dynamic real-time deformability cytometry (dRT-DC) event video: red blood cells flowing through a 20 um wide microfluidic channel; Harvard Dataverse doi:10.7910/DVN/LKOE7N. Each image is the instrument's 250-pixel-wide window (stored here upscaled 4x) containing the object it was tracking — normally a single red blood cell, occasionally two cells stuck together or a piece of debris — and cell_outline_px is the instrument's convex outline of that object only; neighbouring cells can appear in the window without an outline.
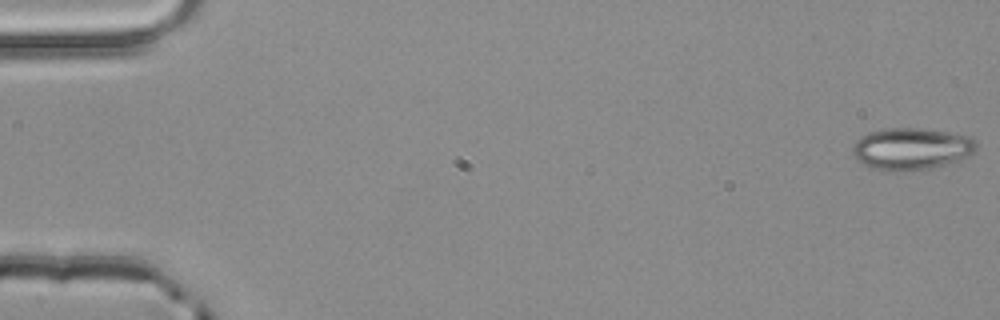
{"species": "common noctule bat (a hibernating species)", "species_latin": "Nyctalus noctula", "temperature_condition": "room temperature", "stored_images_in_passage": 4, "camera_frame_rate_fps": 3000, "um_per_image_px": 0.085, "animal": {"sex": "male", "body_mass_g": 20.4}, "frame": {"image": 1, "passage_image": 1, "time_ms": 0.0, "image_size_px": [1000, 320], "cell_outline_px": [[976, 148], [972, 152], [956, 160], [924, 168], [872, 168], [864, 164], [852, 156], [852, 144], [856, 140], [868, 132], [888, 128], [920, 128], [968, 136], [976, 144]], "centroid_in_image_um": [77.37, 12.58], "position_along_channel_um": 7.6, "area_um2": 28.73}}
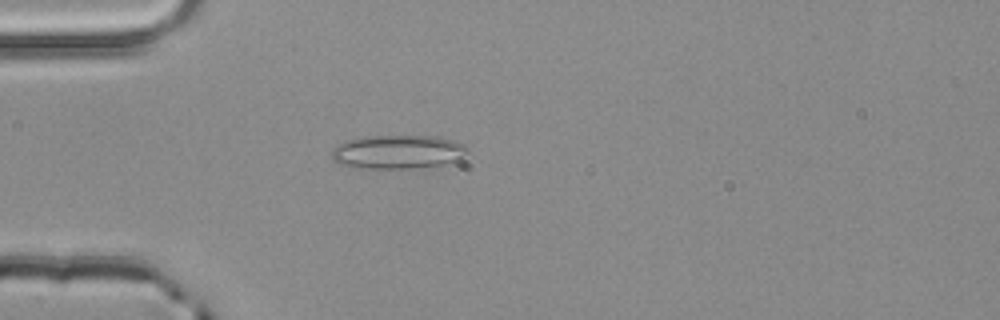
{"frame": {"image": 2, "passage_image": 4, "time_ms": 1.0, "image_size_px": [1000, 320], "cell_outline_px": [[468, 152], [464, 156], [456, 160], [444, 164], [412, 168], [356, 168], [340, 164], [332, 160], [332, 148], [348, 140], [368, 136], [436, 136], [456, 140], [464, 144], [468, 148]], "centroid_in_image_um": [33.83, 12.91], "position_along_channel_um": 51.2, "area_um2": 26.76}}